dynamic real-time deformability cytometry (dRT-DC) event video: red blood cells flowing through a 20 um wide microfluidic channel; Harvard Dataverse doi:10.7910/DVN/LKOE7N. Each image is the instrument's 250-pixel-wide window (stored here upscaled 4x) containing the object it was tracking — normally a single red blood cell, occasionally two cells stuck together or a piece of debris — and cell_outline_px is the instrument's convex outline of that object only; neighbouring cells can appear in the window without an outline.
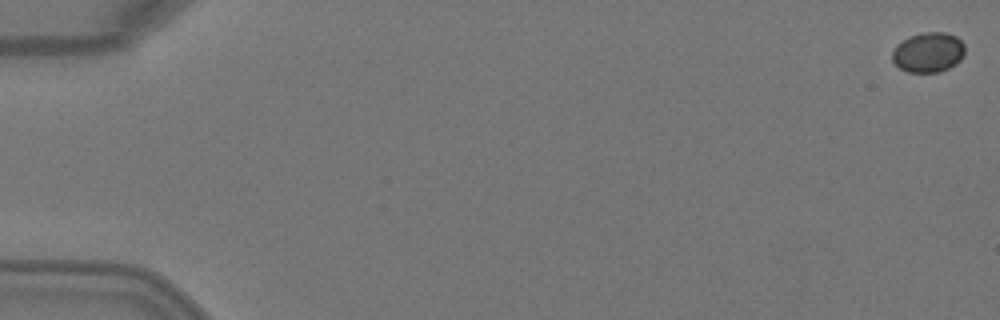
{"species": "Egyptian fruit bat (a non-hibernating species)", "species_latin": "Rousettus aegyptiacus", "temperature_condition": "warm", "stored_images_in_passage": 4, "camera_frame_rate_fps": 3000, "um_per_image_px": 0.085, "animal": {"sex": "female"}, "frame": {"image": 1, "passage_image": 1, "time_ms": 0.0, "image_size_px": [1000, 320], "cell_outline_px": [[964, 56], [956, 64], [948, 68], [936, 72], [908, 72], [900, 68], [892, 60], [892, 52], [896, 44], [908, 36], [924, 32], [944, 32], [956, 36], [964, 44]], "centroid_in_image_um": [78.89, 4.44], "position_along_channel_um": 6.1, "area_um2": 16.99}}